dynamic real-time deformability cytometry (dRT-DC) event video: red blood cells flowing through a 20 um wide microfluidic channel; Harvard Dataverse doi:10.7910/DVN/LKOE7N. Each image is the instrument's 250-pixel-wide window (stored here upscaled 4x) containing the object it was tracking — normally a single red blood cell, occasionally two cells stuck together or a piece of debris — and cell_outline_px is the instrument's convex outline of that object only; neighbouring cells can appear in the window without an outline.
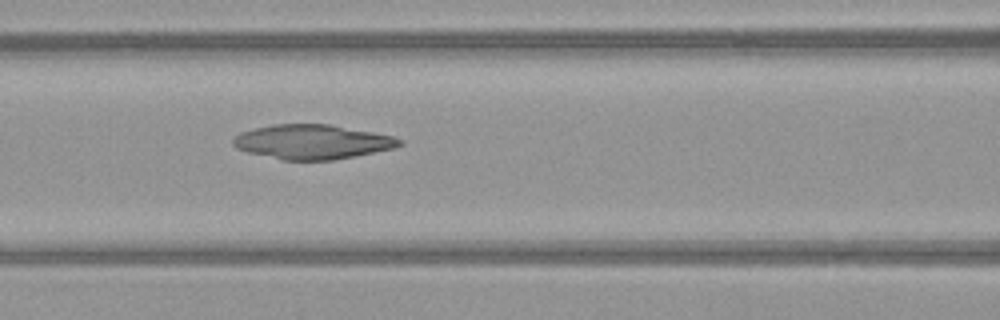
{"species": "common noctule bat (a hibernating species)", "species_latin": "Nyctalus noctula", "temperature_condition": "warm", "stored_images_in_passage": 41, "camera_frame_rate_fps": 3000, "um_per_image_px": 0.085, "animal": {"sex": "female", "body_mass_g": 21.9}, "frame": {"image": 1, "passage_image": 13, "time_ms": 4.0, "image_size_px": [1000, 320], "cell_outline_px": [[404, 144], [392, 148], [356, 156], [332, 160], [280, 160], [248, 152], [236, 148], [232, 144], [232, 140], [240, 132], [272, 124], [328, 124], [372, 132], [392, 136], [404, 140]], "centroid_in_image_um": [26.53, 12.06], "position_along_channel_um": 140.1, "area_um2": 33.35}}
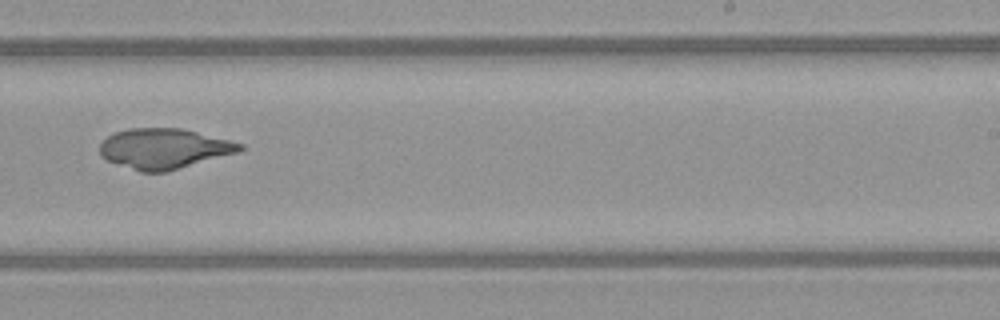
{"frame": {"image": 2, "passage_image": 23, "time_ms": 7.333, "image_size_px": [1000, 320], "cell_outline_px": [[244, 148], [236, 152], [168, 172], [140, 172], [108, 160], [100, 156], [100, 144], [108, 136], [116, 132], [128, 128], [180, 128], [244, 144]], "centroid_in_image_um": [13.91, 12.64], "position_along_channel_um": 275.1, "area_um2": 32.48}}
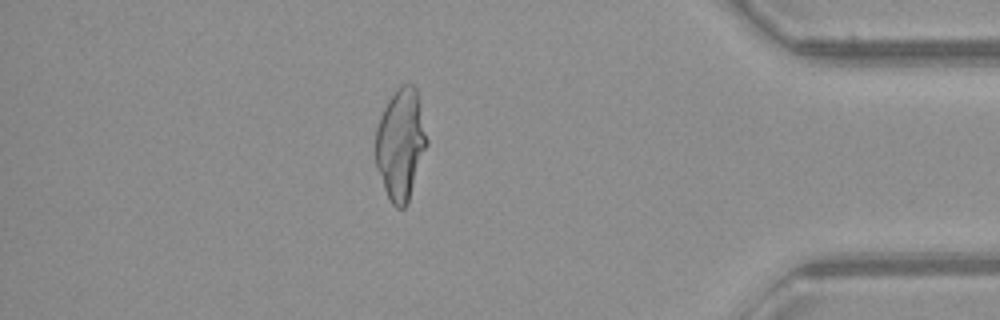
{"frame": {"image": 3, "passage_image": 35, "time_ms": 11.333, "image_size_px": [1000, 320], "cell_outline_px": [[428, 144], [408, 204], [404, 208], [396, 208], [392, 204], [384, 188], [376, 168], [376, 128], [380, 116], [388, 100], [396, 88], [400, 84], [412, 84], [416, 88], [420, 104], [428, 140]], "centroid_in_image_um": [34.07, 12.26], "position_along_channel_um": 401.1, "area_um2": 33.41}}